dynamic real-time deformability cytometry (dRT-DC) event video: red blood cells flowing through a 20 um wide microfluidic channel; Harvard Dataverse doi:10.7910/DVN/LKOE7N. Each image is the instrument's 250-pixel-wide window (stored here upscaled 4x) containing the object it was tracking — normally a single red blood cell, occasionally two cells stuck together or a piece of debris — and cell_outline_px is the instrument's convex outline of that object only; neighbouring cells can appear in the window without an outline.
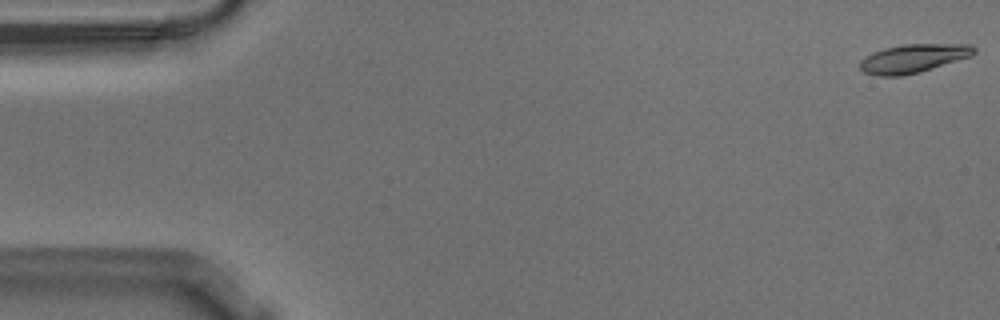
{"species": "Egyptian fruit bat (a non-hibernating species)", "species_latin": "Rousettus aegyptiacus", "temperature_condition": "warm", "stored_images_in_passage": 55, "camera_frame_rate_fps": 3000, "um_per_image_px": 0.085, "animal": {"sex": "male"}, "frame": {"image": 1, "passage_image": 1, "time_ms": 0.0, "image_size_px": [1000, 320], "cell_outline_px": [[976, 52], [972, 56], [920, 72], [900, 76], [876, 76], [864, 72], [860, 68], [860, 60], [872, 52], [884, 48], [904, 44], [972, 44], [976, 48]], "centroid_in_image_um": [77.64, 4.96], "position_along_channel_um": 7.4, "area_um2": 19.13}}
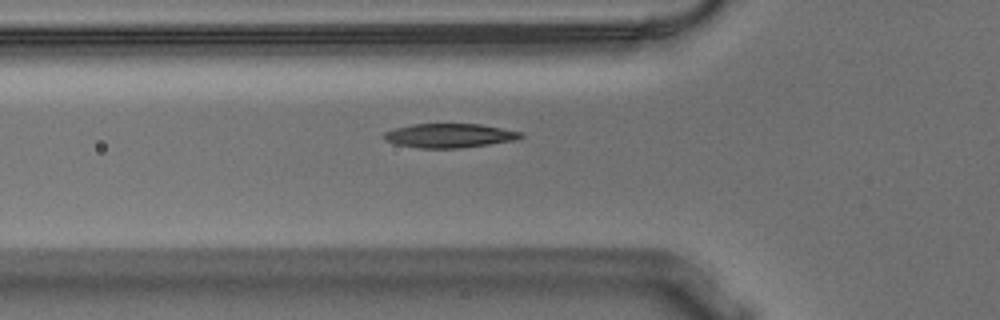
{"frame": {"image": 2, "passage_image": 19, "time_ms": 6.0, "image_size_px": [1000, 320], "cell_outline_px": [[524, 136], [516, 140], [460, 148], [420, 148], [396, 144], [384, 140], [380, 136], [384, 132], [396, 128], [412, 124], [480, 124], [524, 132]], "centroid_in_image_um": [38.19, 11.52], "position_along_channel_um": 87.6, "area_um2": 19.31}}
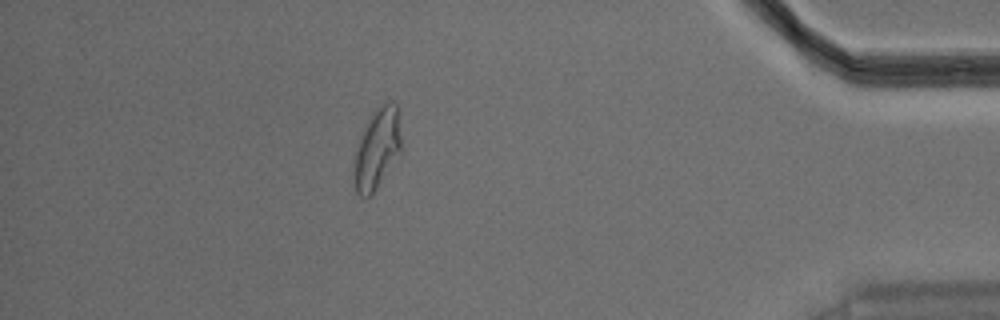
{"frame": {"image": 3, "passage_image": 49, "time_ms": 16.0, "image_size_px": [1000, 320], "cell_outline_px": [[400, 152], [372, 196], [360, 196], [356, 192], [352, 172], [356, 152], [360, 136], [368, 116], [380, 104], [388, 100], [392, 100], [396, 104], [400, 136]], "centroid_in_image_um": [32.01, 12.63], "position_along_channel_um": 403.2, "area_um2": 22.2}, "authors_computed_cell_mechanics": {"area_um2": 19.3052, "velocity_mm_per_s": 3.6044, "shape_relaxation_time_tau1_ms": 5.5699, "shape_relaxation_time_tau2_ms": 2.0237, "deformation_change_tau1": 0.1962, "deformation_change_tau2": 0.0843}}